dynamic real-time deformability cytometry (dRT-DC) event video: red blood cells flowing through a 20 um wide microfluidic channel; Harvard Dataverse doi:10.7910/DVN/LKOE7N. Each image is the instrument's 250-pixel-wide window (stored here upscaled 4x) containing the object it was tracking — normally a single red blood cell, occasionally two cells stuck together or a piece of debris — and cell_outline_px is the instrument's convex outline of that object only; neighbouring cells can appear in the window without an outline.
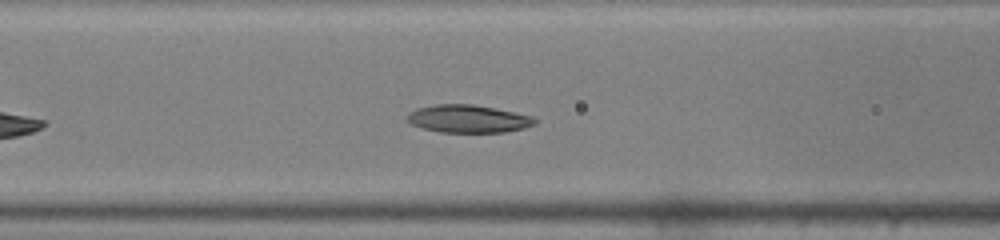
{"species": "common noctule bat (a hibernating species)", "species_latin": "Nyctalus noctula", "temperature_condition": "warm", "stored_images_in_passage": 23, "camera_frame_rate_fps": 3000, "um_per_image_px": 0.085, "animal": {"sex": "male", "body_mass_g": 19.0, "forearm_length_mm": 50.8}, "frame": {"image": 1, "passage_image": 10, "time_ms": 3.0, "image_size_px": [1000, 240], "cell_outline_px": [[536, 124], [524, 128], [504, 132], [440, 132], [424, 128], [412, 124], [408, 120], [408, 116], [416, 108], [436, 104], [472, 104], [532, 116], [536, 120]], "centroid_in_image_um": [39.81, 10.1], "position_along_channel_um": 126.8, "area_um2": 20.29}}
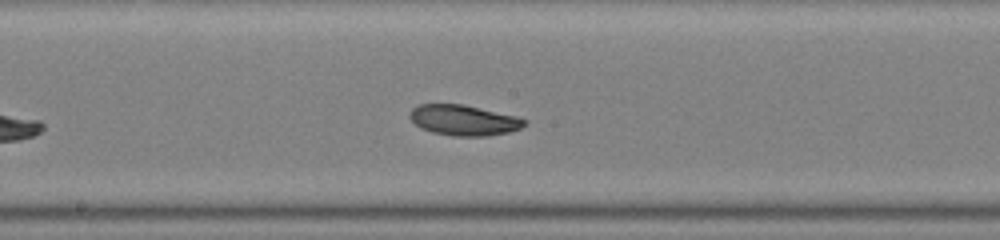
{"frame": {"image": 2, "passage_image": 16, "time_ms": 5.0, "image_size_px": [1000, 240], "cell_outline_px": [[528, 124], [520, 128], [508, 132], [488, 136], [452, 136], [432, 132], [420, 128], [408, 116], [412, 108], [420, 104], [464, 104], [516, 116], [528, 120]], "centroid_in_image_um": [39.43, 10.22], "position_along_channel_um": 208.8, "area_um2": 20.52}}
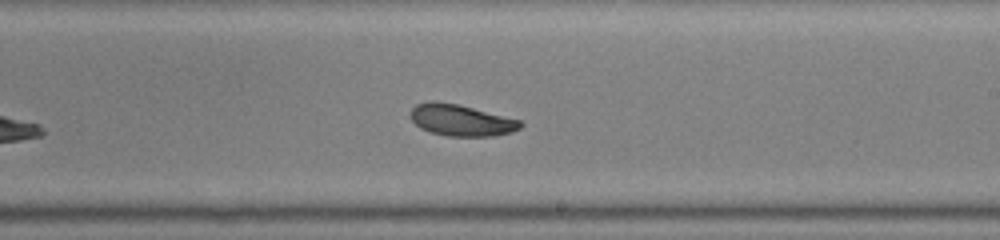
{"frame": {"image": 3, "passage_image": 19, "time_ms": 6.0, "image_size_px": [1000, 240], "cell_outline_px": [[524, 124], [520, 128], [512, 132], [496, 136], [448, 136], [432, 132], [420, 128], [412, 120], [412, 108], [416, 104], [432, 100], [436, 100], [456, 104], [520, 120]], "centroid_in_image_um": [39.2, 10.22], "position_along_channel_um": 249.8, "area_um2": 19.94}}